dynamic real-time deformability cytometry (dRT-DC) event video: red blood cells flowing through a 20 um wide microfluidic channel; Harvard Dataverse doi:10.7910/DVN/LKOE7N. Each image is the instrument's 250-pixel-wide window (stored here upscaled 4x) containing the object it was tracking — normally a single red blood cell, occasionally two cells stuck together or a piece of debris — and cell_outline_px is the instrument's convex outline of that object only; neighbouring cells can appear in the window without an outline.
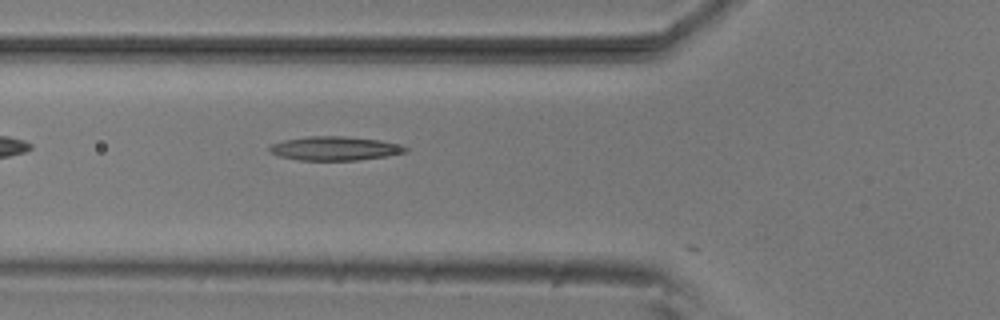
{"species": "common noctule bat (a hibernating species)", "species_latin": "Nyctalus noctula", "temperature_condition": "room temperature", "stored_images_in_passage": 4, "camera_frame_rate_fps": 3000, "um_per_image_px": 0.085, "animal": {"sex": "male", "body_mass_g": 20.5, "forearm_length_mm": 52.5}, "frame": {"image": 1, "passage_image": 2, "time_ms": 0.333, "image_size_px": [1000, 320], "cell_outline_px": [[408, 152], [388, 156], [356, 160], [300, 160], [280, 156], [268, 152], [268, 148], [272, 144], [284, 140], [308, 136], [344, 136], [380, 140], [396, 144], [408, 148]], "centroid_in_image_um": [28.45, 12.61], "position_along_channel_um": 97.3, "area_um2": 18.9}}